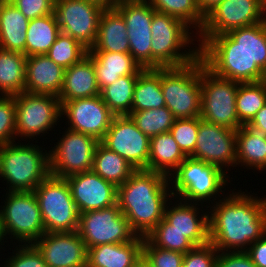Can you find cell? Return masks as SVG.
I'll list each match as a JSON object with an SVG mask.
<instances>
[{"label": "cell", "mask_w": 266, "mask_h": 267, "mask_svg": "<svg viewBox=\"0 0 266 267\" xmlns=\"http://www.w3.org/2000/svg\"><path fill=\"white\" fill-rule=\"evenodd\" d=\"M190 157L215 165L228 174L229 169L236 167V130L199 117L196 146Z\"/></svg>", "instance_id": "obj_17"}, {"label": "cell", "mask_w": 266, "mask_h": 267, "mask_svg": "<svg viewBox=\"0 0 266 267\" xmlns=\"http://www.w3.org/2000/svg\"><path fill=\"white\" fill-rule=\"evenodd\" d=\"M61 33L55 13L29 20L26 57L46 54Z\"/></svg>", "instance_id": "obj_33"}, {"label": "cell", "mask_w": 266, "mask_h": 267, "mask_svg": "<svg viewBox=\"0 0 266 267\" xmlns=\"http://www.w3.org/2000/svg\"><path fill=\"white\" fill-rule=\"evenodd\" d=\"M246 252L257 267H266V234L253 242Z\"/></svg>", "instance_id": "obj_49"}, {"label": "cell", "mask_w": 266, "mask_h": 267, "mask_svg": "<svg viewBox=\"0 0 266 267\" xmlns=\"http://www.w3.org/2000/svg\"><path fill=\"white\" fill-rule=\"evenodd\" d=\"M200 81L201 119L233 130L243 126L236 111V94L240 83L215 75L202 59Z\"/></svg>", "instance_id": "obj_11"}, {"label": "cell", "mask_w": 266, "mask_h": 267, "mask_svg": "<svg viewBox=\"0 0 266 267\" xmlns=\"http://www.w3.org/2000/svg\"><path fill=\"white\" fill-rule=\"evenodd\" d=\"M113 7L126 23L130 55L140 67L151 69V23L156 10L148 0H117Z\"/></svg>", "instance_id": "obj_15"}, {"label": "cell", "mask_w": 266, "mask_h": 267, "mask_svg": "<svg viewBox=\"0 0 266 267\" xmlns=\"http://www.w3.org/2000/svg\"><path fill=\"white\" fill-rule=\"evenodd\" d=\"M144 237L126 243L103 244L87 248L86 267H134L142 257Z\"/></svg>", "instance_id": "obj_24"}, {"label": "cell", "mask_w": 266, "mask_h": 267, "mask_svg": "<svg viewBox=\"0 0 266 267\" xmlns=\"http://www.w3.org/2000/svg\"><path fill=\"white\" fill-rule=\"evenodd\" d=\"M146 238L156 247L184 254L195 247L183 233L174 229L164 218L155 226Z\"/></svg>", "instance_id": "obj_40"}, {"label": "cell", "mask_w": 266, "mask_h": 267, "mask_svg": "<svg viewBox=\"0 0 266 267\" xmlns=\"http://www.w3.org/2000/svg\"><path fill=\"white\" fill-rule=\"evenodd\" d=\"M201 58L182 67L160 68L162 94L175 119L200 117Z\"/></svg>", "instance_id": "obj_8"}, {"label": "cell", "mask_w": 266, "mask_h": 267, "mask_svg": "<svg viewBox=\"0 0 266 267\" xmlns=\"http://www.w3.org/2000/svg\"><path fill=\"white\" fill-rule=\"evenodd\" d=\"M206 210H209L207 205L173 197L165 207L164 219L174 229L183 233L195 246H202L210 242L209 211Z\"/></svg>", "instance_id": "obj_22"}, {"label": "cell", "mask_w": 266, "mask_h": 267, "mask_svg": "<svg viewBox=\"0 0 266 267\" xmlns=\"http://www.w3.org/2000/svg\"><path fill=\"white\" fill-rule=\"evenodd\" d=\"M34 143L18 140L0 145V180L8 184L5 192L33 191L50 175L49 150Z\"/></svg>", "instance_id": "obj_4"}, {"label": "cell", "mask_w": 266, "mask_h": 267, "mask_svg": "<svg viewBox=\"0 0 266 267\" xmlns=\"http://www.w3.org/2000/svg\"><path fill=\"white\" fill-rule=\"evenodd\" d=\"M106 7L89 0H55L60 31L90 50L97 39L99 20Z\"/></svg>", "instance_id": "obj_14"}, {"label": "cell", "mask_w": 266, "mask_h": 267, "mask_svg": "<svg viewBox=\"0 0 266 267\" xmlns=\"http://www.w3.org/2000/svg\"><path fill=\"white\" fill-rule=\"evenodd\" d=\"M235 188L208 207L209 241L218 251H246L266 234V195Z\"/></svg>", "instance_id": "obj_1"}, {"label": "cell", "mask_w": 266, "mask_h": 267, "mask_svg": "<svg viewBox=\"0 0 266 267\" xmlns=\"http://www.w3.org/2000/svg\"><path fill=\"white\" fill-rule=\"evenodd\" d=\"M33 192L46 233L78 231L80 213L65 178L49 175Z\"/></svg>", "instance_id": "obj_9"}, {"label": "cell", "mask_w": 266, "mask_h": 267, "mask_svg": "<svg viewBox=\"0 0 266 267\" xmlns=\"http://www.w3.org/2000/svg\"><path fill=\"white\" fill-rule=\"evenodd\" d=\"M134 267H151L150 264L142 256L134 265Z\"/></svg>", "instance_id": "obj_53"}, {"label": "cell", "mask_w": 266, "mask_h": 267, "mask_svg": "<svg viewBox=\"0 0 266 267\" xmlns=\"http://www.w3.org/2000/svg\"><path fill=\"white\" fill-rule=\"evenodd\" d=\"M264 105H266V80L239 84L236 111L242 125H248Z\"/></svg>", "instance_id": "obj_38"}, {"label": "cell", "mask_w": 266, "mask_h": 267, "mask_svg": "<svg viewBox=\"0 0 266 267\" xmlns=\"http://www.w3.org/2000/svg\"><path fill=\"white\" fill-rule=\"evenodd\" d=\"M137 169L128 161L109 150L101 142L97 145L92 171L116 187L122 185Z\"/></svg>", "instance_id": "obj_32"}, {"label": "cell", "mask_w": 266, "mask_h": 267, "mask_svg": "<svg viewBox=\"0 0 266 267\" xmlns=\"http://www.w3.org/2000/svg\"><path fill=\"white\" fill-rule=\"evenodd\" d=\"M33 245L48 267L87 266V248L78 231L44 233Z\"/></svg>", "instance_id": "obj_20"}, {"label": "cell", "mask_w": 266, "mask_h": 267, "mask_svg": "<svg viewBox=\"0 0 266 267\" xmlns=\"http://www.w3.org/2000/svg\"><path fill=\"white\" fill-rule=\"evenodd\" d=\"M261 14L263 21L266 23V0H261Z\"/></svg>", "instance_id": "obj_54"}, {"label": "cell", "mask_w": 266, "mask_h": 267, "mask_svg": "<svg viewBox=\"0 0 266 267\" xmlns=\"http://www.w3.org/2000/svg\"><path fill=\"white\" fill-rule=\"evenodd\" d=\"M260 22H263L261 0H223L205 16L197 38H211Z\"/></svg>", "instance_id": "obj_18"}, {"label": "cell", "mask_w": 266, "mask_h": 267, "mask_svg": "<svg viewBox=\"0 0 266 267\" xmlns=\"http://www.w3.org/2000/svg\"><path fill=\"white\" fill-rule=\"evenodd\" d=\"M189 28L173 16L154 13L151 23V69L182 67L199 58V44L195 43L198 42L197 35Z\"/></svg>", "instance_id": "obj_3"}, {"label": "cell", "mask_w": 266, "mask_h": 267, "mask_svg": "<svg viewBox=\"0 0 266 267\" xmlns=\"http://www.w3.org/2000/svg\"><path fill=\"white\" fill-rule=\"evenodd\" d=\"M4 194L5 203L0 206V231L3 241L7 240L4 243H9V239L10 245L33 244L46 233L35 193L6 191Z\"/></svg>", "instance_id": "obj_7"}, {"label": "cell", "mask_w": 266, "mask_h": 267, "mask_svg": "<svg viewBox=\"0 0 266 267\" xmlns=\"http://www.w3.org/2000/svg\"><path fill=\"white\" fill-rule=\"evenodd\" d=\"M251 129L266 135V105H264L247 125Z\"/></svg>", "instance_id": "obj_50"}, {"label": "cell", "mask_w": 266, "mask_h": 267, "mask_svg": "<svg viewBox=\"0 0 266 267\" xmlns=\"http://www.w3.org/2000/svg\"><path fill=\"white\" fill-rule=\"evenodd\" d=\"M28 19L43 17L54 13L55 0H9Z\"/></svg>", "instance_id": "obj_47"}, {"label": "cell", "mask_w": 266, "mask_h": 267, "mask_svg": "<svg viewBox=\"0 0 266 267\" xmlns=\"http://www.w3.org/2000/svg\"><path fill=\"white\" fill-rule=\"evenodd\" d=\"M62 132L59 131L62 136L56 138L58 142L49 150L50 175L66 178L75 173L91 171L100 141L68 128Z\"/></svg>", "instance_id": "obj_12"}, {"label": "cell", "mask_w": 266, "mask_h": 267, "mask_svg": "<svg viewBox=\"0 0 266 267\" xmlns=\"http://www.w3.org/2000/svg\"><path fill=\"white\" fill-rule=\"evenodd\" d=\"M137 78L138 75L120 77L100 91L102 100L115 116L128 115L132 111Z\"/></svg>", "instance_id": "obj_36"}, {"label": "cell", "mask_w": 266, "mask_h": 267, "mask_svg": "<svg viewBox=\"0 0 266 267\" xmlns=\"http://www.w3.org/2000/svg\"><path fill=\"white\" fill-rule=\"evenodd\" d=\"M60 103L61 119L65 118L68 129L92 136L100 142L115 117L100 95Z\"/></svg>", "instance_id": "obj_16"}, {"label": "cell", "mask_w": 266, "mask_h": 267, "mask_svg": "<svg viewBox=\"0 0 266 267\" xmlns=\"http://www.w3.org/2000/svg\"><path fill=\"white\" fill-rule=\"evenodd\" d=\"M16 108L14 96L0 95V145L17 142L16 140Z\"/></svg>", "instance_id": "obj_45"}, {"label": "cell", "mask_w": 266, "mask_h": 267, "mask_svg": "<svg viewBox=\"0 0 266 267\" xmlns=\"http://www.w3.org/2000/svg\"><path fill=\"white\" fill-rule=\"evenodd\" d=\"M128 116L149 138L169 132L175 121L173 113L166 106L158 109L131 111Z\"/></svg>", "instance_id": "obj_39"}, {"label": "cell", "mask_w": 266, "mask_h": 267, "mask_svg": "<svg viewBox=\"0 0 266 267\" xmlns=\"http://www.w3.org/2000/svg\"><path fill=\"white\" fill-rule=\"evenodd\" d=\"M64 74L65 69L45 54L27 56L25 92L58 97L63 86Z\"/></svg>", "instance_id": "obj_23"}, {"label": "cell", "mask_w": 266, "mask_h": 267, "mask_svg": "<svg viewBox=\"0 0 266 267\" xmlns=\"http://www.w3.org/2000/svg\"><path fill=\"white\" fill-rule=\"evenodd\" d=\"M78 232L86 248L107 243H126L137 236L118 203L100 210L80 213Z\"/></svg>", "instance_id": "obj_13"}, {"label": "cell", "mask_w": 266, "mask_h": 267, "mask_svg": "<svg viewBox=\"0 0 266 267\" xmlns=\"http://www.w3.org/2000/svg\"><path fill=\"white\" fill-rule=\"evenodd\" d=\"M26 56L0 48V95L14 96L25 91Z\"/></svg>", "instance_id": "obj_31"}, {"label": "cell", "mask_w": 266, "mask_h": 267, "mask_svg": "<svg viewBox=\"0 0 266 267\" xmlns=\"http://www.w3.org/2000/svg\"><path fill=\"white\" fill-rule=\"evenodd\" d=\"M198 128L199 117L175 119L169 131L187 157H190L195 149Z\"/></svg>", "instance_id": "obj_42"}, {"label": "cell", "mask_w": 266, "mask_h": 267, "mask_svg": "<svg viewBox=\"0 0 266 267\" xmlns=\"http://www.w3.org/2000/svg\"><path fill=\"white\" fill-rule=\"evenodd\" d=\"M101 143L136 169L148 170L150 138L128 115L115 116Z\"/></svg>", "instance_id": "obj_19"}, {"label": "cell", "mask_w": 266, "mask_h": 267, "mask_svg": "<svg viewBox=\"0 0 266 267\" xmlns=\"http://www.w3.org/2000/svg\"><path fill=\"white\" fill-rule=\"evenodd\" d=\"M15 249H10L12 256L3 258L1 267H48L42 255L33 244H15ZM19 246V247H18Z\"/></svg>", "instance_id": "obj_44"}, {"label": "cell", "mask_w": 266, "mask_h": 267, "mask_svg": "<svg viewBox=\"0 0 266 267\" xmlns=\"http://www.w3.org/2000/svg\"><path fill=\"white\" fill-rule=\"evenodd\" d=\"M93 58L100 91L126 75H139L144 68L130 54L119 52L88 51Z\"/></svg>", "instance_id": "obj_26"}, {"label": "cell", "mask_w": 266, "mask_h": 267, "mask_svg": "<svg viewBox=\"0 0 266 267\" xmlns=\"http://www.w3.org/2000/svg\"><path fill=\"white\" fill-rule=\"evenodd\" d=\"M199 57L215 75L239 83H255L266 80V73L249 58L227 34L211 38H197Z\"/></svg>", "instance_id": "obj_6"}, {"label": "cell", "mask_w": 266, "mask_h": 267, "mask_svg": "<svg viewBox=\"0 0 266 267\" xmlns=\"http://www.w3.org/2000/svg\"><path fill=\"white\" fill-rule=\"evenodd\" d=\"M236 167L252 169L253 173L266 170V135L247 125L236 130Z\"/></svg>", "instance_id": "obj_28"}, {"label": "cell", "mask_w": 266, "mask_h": 267, "mask_svg": "<svg viewBox=\"0 0 266 267\" xmlns=\"http://www.w3.org/2000/svg\"><path fill=\"white\" fill-rule=\"evenodd\" d=\"M29 20L9 0L0 7V48L21 52L26 56Z\"/></svg>", "instance_id": "obj_29"}, {"label": "cell", "mask_w": 266, "mask_h": 267, "mask_svg": "<svg viewBox=\"0 0 266 267\" xmlns=\"http://www.w3.org/2000/svg\"><path fill=\"white\" fill-rule=\"evenodd\" d=\"M223 0H197L198 7L202 14L206 16L216 5Z\"/></svg>", "instance_id": "obj_51"}, {"label": "cell", "mask_w": 266, "mask_h": 267, "mask_svg": "<svg viewBox=\"0 0 266 267\" xmlns=\"http://www.w3.org/2000/svg\"><path fill=\"white\" fill-rule=\"evenodd\" d=\"M156 12L168 14L182 22L198 35L205 23V16L198 7L197 0H148Z\"/></svg>", "instance_id": "obj_37"}, {"label": "cell", "mask_w": 266, "mask_h": 267, "mask_svg": "<svg viewBox=\"0 0 266 267\" xmlns=\"http://www.w3.org/2000/svg\"><path fill=\"white\" fill-rule=\"evenodd\" d=\"M227 34L266 73V23L232 29Z\"/></svg>", "instance_id": "obj_35"}, {"label": "cell", "mask_w": 266, "mask_h": 267, "mask_svg": "<svg viewBox=\"0 0 266 267\" xmlns=\"http://www.w3.org/2000/svg\"><path fill=\"white\" fill-rule=\"evenodd\" d=\"M126 23L122 15L112 6L101 14L98 36L88 51L119 52L130 54Z\"/></svg>", "instance_id": "obj_27"}, {"label": "cell", "mask_w": 266, "mask_h": 267, "mask_svg": "<svg viewBox=\"0 0 266 267\" xmlns=\"http://www.w3.org/2000/svg\"><path fill=\"white\" fill-rule=\"evenodd\" d=\"M142 256L151 267H182L184 253L156 247L145 237Z\"/></svg>", "instance_id": "obj_43"}, {"label": "cell", "mask_w": 266, "mask_h": 267, "mask_svg": "<svg viewBox=\"0 0 266 267\" xmlns=\"http://www.w3.org/2000/svg\"><path fill=\"white\" fill-rule=\"evenodd\" d=\"M65 179L79 213L100 210L117 203V187L92 170L75 173Z\"/></svg>", "instance_id": "obj_21"}, {"label": "cell", "mask_w": 266, "mask_h": 267, "mask_svg": "<svg viewBox=\"0 0 266 267\" xmlns=\"http://www.w3.org/2000/svg\"><path fill=\"white\" fill-rule=\"evenodd\" d=\"M88 49L76 39L60 33L49 51L45 54L64 69L80 62L87 56Z\"/></svg>", "instance_id": "obj_41"}, {"label": "cell", "mask_w": 266, "mask_h": 267, "mask_svg": "<svg viewBox=\"0 0 266 267\" xmlns=\"http://www.w3.org/2000/svg\"><path fill=\"white\" fill-rule=\"evenodd\" d=\"M89 1L101 4L107 8V7H112L117 0H89Z\"/></svg>", "instance_id": "obj_52"}, {"label": "cell", "mask_w": 266, "mask_h": 267, "mask_svg": "<svg viewBox=\"0 0 266 267\" xmlns=\"http://www.w3.org/2000/svg\"><path fill=\"white\" fill-rule=\"evenodd\" d=\"M218 250L212 243L195 246L184 254L182 267H216Z\"/></svg>", "instance_id": "obj_46"}, {"label": "cell", "mask_w": 266, "mask_h": 267, "mask_svg": "<svg viewBox=\"0 0 266 267\" xmlns=\"http://www.w3.org/2000/svg\"><path fill=\"white\" fill-rule=\"evenodd\" d=\"M171 198L169 177L146 169H137L117 187V203L122 214L132 231L144 238L164 218Z\"/></svg>", "instance_id": "obj_2"}, {"label": "cell", "mask_w": 266, "mask_h": 267, "mask_svg": "<svg viewBox=\"0 0 266 267\" xmlns=\"http://www.w3.org/2000/svg\"><path fill=\"white\" fill-rule=\"evenodd\" d=\"M14 99L16 140L19 138L28 142L31 139L30 142L34 140L37 142L35 137L43 138L62 120L61 103L56 96L24 91L14 95Z\"/></svg>", "instance_id": "obj_10"}, {"label": "cell", "mask_w": 266, "mask_h": 267, "mask_svg": "<svg viewBox=\"0 0 266 267\" xmlns=\"http://www.w3.org/2000/svg\"><path fill=\"white\" fill-rule=\"evenodd\" d=\"M100 95L93 58L87 53L80 62L65 69L60 101H71Z\"/></svg>", "instance_id": "obj_25"}, {"label": "cell", "mask_w": 266, "mask_h": 267, "mask_svg": "<svg viewBox=\"0 0 266 267\" xmlns=\"http://www.w3.org/2000/svg\"><path fill=\"white\" fill-rule=\"evenodd\" d=\"M216 267H257L246 251H218Z\"/></svg>", "instance_id": "obj_48"}, {"label": "cell", "mask_w": 266, "mask_h": 267, "mask_svg": "<svg viewBox=\"0 0 266 267\" xmlns=\"http://www.w3.org/2000/svg\"><path fill=\"white\" fill-rule=\"evenodd\" d=\"M5 244H4V241H3V238H2V235H1V231H0V249H3L4 250V248H6V247H2V246H4ZM1 251V250H0Z\"/></svg>", "instance_id": "obj_55"}, {"label": "cell", "mask_w": 266, "mask_h": 267, "mask_svg": "<svg viewBox=\"0 0 266 267\" xmlns=\"http://www.w3.org/2000/svg\"><path fill=\"white\" fill-rule=\"evenodd\" d=\"M166 106L162 94L160 68L144 69L137 78L132 111L158 109Z\"/></svg>", "instance_id": "obj_34"}, {"label": "cell", "mask_w": 266, "mask_h": 267, "mask_svg": "<svg viewBox=\"0 0 266 267\" xmlns=\"http://www.w3.org/2000/svg\"><path fill=\"white\" fill-rule=\"evenodd\" d=\"M229 175L215 165L186 157L169 176L172 196L187 202H205L209 207L227 194L226 186L232 184Z\"/></svg>", "instance_id": "obj_5"}, {"label": "cell", "mask_w": 266, "mask_h": 267, "mask_svg": "<svg viewBox=\"0 0 266 267\" xmlns=\"http://www.w3.org/2000/svg\"><path fill=\"white\" fill-rule=\"evenodd\" d=\"M187 156L170 132L150 138L148 170L169 177Z\"/></svg>", "instance_id": "obj_30"}]
</instances>
